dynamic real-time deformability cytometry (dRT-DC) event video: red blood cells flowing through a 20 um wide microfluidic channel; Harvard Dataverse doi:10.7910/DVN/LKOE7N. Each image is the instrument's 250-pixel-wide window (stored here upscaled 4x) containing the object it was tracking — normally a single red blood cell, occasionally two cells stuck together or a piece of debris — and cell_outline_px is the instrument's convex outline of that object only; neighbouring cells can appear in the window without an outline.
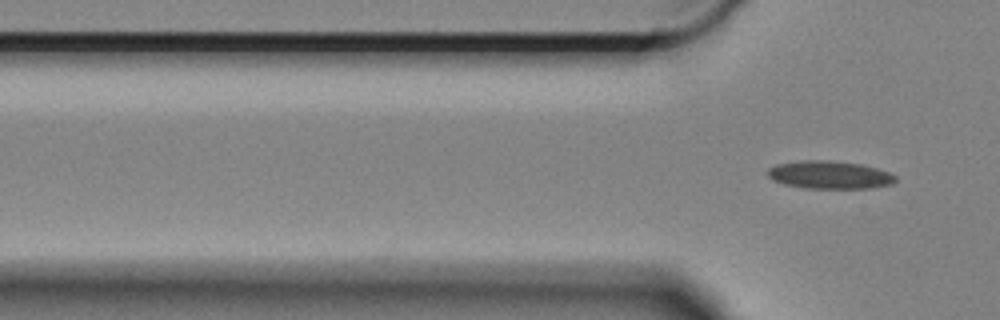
{"species": "Egyptian fruit bat (a non-hibernating species)", "species_latin": "Rousettus aegyptiacus", "temperature_condition": "cold", "stored_images_in_passage": 4, "camera_frame_rate_fps": 3000, "um_per_image_px": 0.085, "animal": {"sex": "female"}, "frame": {"image": 1, "passage_image": 4, "time_ms": 1.0, "image_size_px": [1000, 320], "cell_outline_px": [[896, 180], [892, 184], [872, 188], [804, 188], [784, 184], [772, 180], [768, 176], [768, 168], [776, 164], [804, 160], [824, 160], [860, 164], [876, 168], [888, 172], [896, 176]], "centroid_in_image_um": [70.5, 14.87], "position_along_channel_um": 55.3, "area_um2": 20.69}}